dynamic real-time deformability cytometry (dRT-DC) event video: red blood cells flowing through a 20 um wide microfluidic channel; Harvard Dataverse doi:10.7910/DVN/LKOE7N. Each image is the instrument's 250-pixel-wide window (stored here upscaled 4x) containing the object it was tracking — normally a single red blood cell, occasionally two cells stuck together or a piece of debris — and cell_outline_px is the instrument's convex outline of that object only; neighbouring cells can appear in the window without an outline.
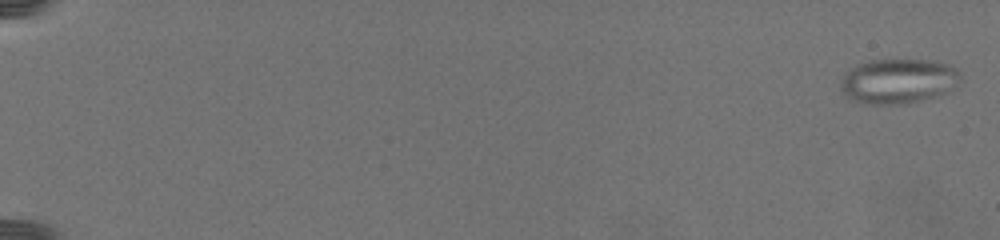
{"species": "common noctule bat (a hibernating species)", "species_latin": "Nyctalus noctula", "temperature_condition": "warm", "stored_images_in_passage": 15, "camera_frame_rate_fps": 3000, "um_per_image_px": 0.085, "animal": {"sex": "female", "body_mass_g": 19.5, "forearm_length_mm": 54.1}, "frame": {"image": 1, "passage_image": 1, "time_ms": 0.0, "image_size_px": [1000, 240], "cell_outline_px": [[960, 80], [944, 92], [932, 96], [904, 104], [864, 104], [848, 96], [840, 88], [840, 84], [844, 72], [856, 64], [868, 60], [932, 60], [948, 64], [956, 68], [960, 72]], "centroid_in_image_um": [76.3, 6.87], "position_along_channel_um": 8.7, "area_um2": 30.98}}
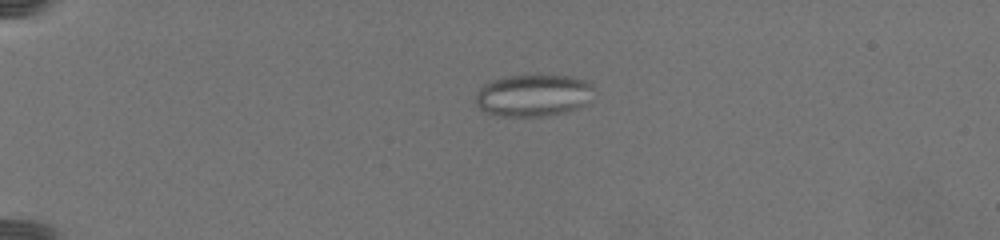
{"frame": {"image": 2, "passage_image": 8, "time_ms": 6.333, "image_size_px": [1000, 240], "cell_outline_px": [[596, 88], [588, 104], [564, 112], [540, 116], [500, 116], [488, 112], [480, 108], [476, 104], [476, 92], [484, 84], [492, 80], [508, 76], [536, 72], [540, 72], [572, 76], [588, 80]], "centroid_in_image_um": [45.4, 8.04], "position_along_channel_um": 39.6, "area_um2": 30.0}}
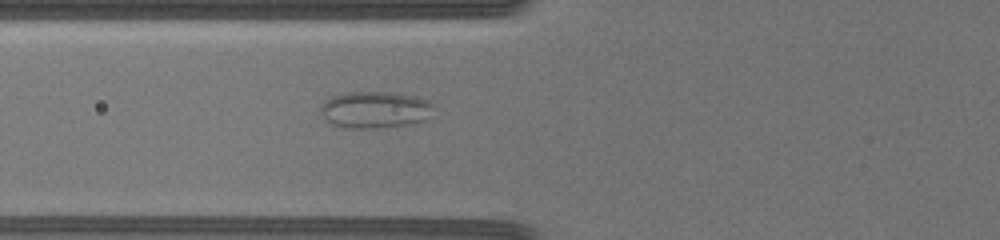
{"frame": {"image": 3, "passage_image": 13, "time_ms": 10.333, "image_size_px": [1000, 240], "cell_outline_px": [[432, 104], [424, 120], [412, 124], [372, 128], [348, 128], [332, 124], [320, 112], [320, 108], [332, 96], [348, 92], [392, 92], [416, 96], [428, 100]], "centroid_in_image_um": [31.86, 9.32], "position_along_channel_um": 93.9, "area_um2": 23.76}}